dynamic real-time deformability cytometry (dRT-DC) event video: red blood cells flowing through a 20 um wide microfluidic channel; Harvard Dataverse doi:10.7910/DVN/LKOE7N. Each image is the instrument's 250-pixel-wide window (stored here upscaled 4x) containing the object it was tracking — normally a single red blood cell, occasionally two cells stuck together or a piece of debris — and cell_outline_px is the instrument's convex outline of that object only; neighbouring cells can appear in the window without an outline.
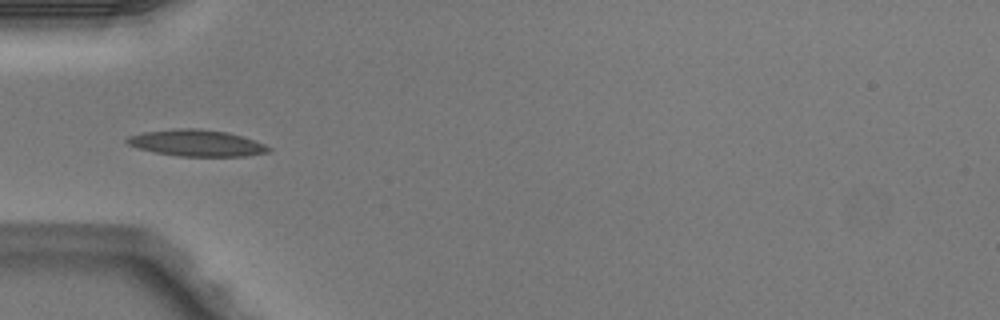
{"species": "Egyptian fruit bat (a non-hibernating species)", "species_latin": "Rousettus aegyptiacus", "temperature_condition": "warm", "stored_images_in_passage": 3, "camera_frame_rate_fps": 3000, "um_per_image_px": 0.085, "animal": {"sex": "male"}, "frame": {"image": 1, "passage_image": 3, "time_ms": 0.667, "image_size_px": [1000, 320], "cell_outline_px": [[272, 148], [268, 152], [244, 156], [180, 156], [156, 152], [136, 148], [128, 144], [124, 140], [128, 136], [140, 132], [176, 128], [200, 128], [228, 132], [264, 144]], "centroid_in_image_um": [16.65, 12.14], "position_along_channel_um": 68.3, "area_um2": 21.85}}